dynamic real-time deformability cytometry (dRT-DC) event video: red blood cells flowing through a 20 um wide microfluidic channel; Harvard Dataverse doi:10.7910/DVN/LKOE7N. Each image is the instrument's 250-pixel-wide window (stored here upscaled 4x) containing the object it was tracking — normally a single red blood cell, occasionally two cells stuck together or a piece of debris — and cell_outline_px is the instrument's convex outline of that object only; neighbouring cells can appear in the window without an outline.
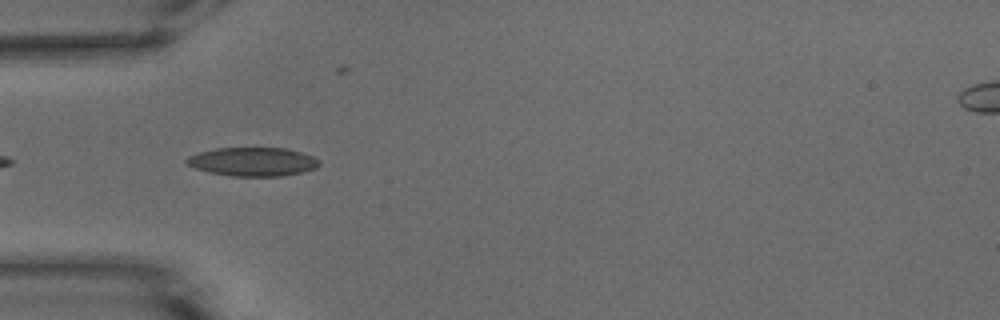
{"species": "common noctule bat (a hibernating species)", "species_latin": "Nyctalus noctula", "temperature_condition": "warm", "stored_images_in_passage": 9, "camera_frame_rate_fps": 3000, "um_per_image_px": 0.085, "animal": {"sex": "male", "body_mass_g": 15.6}, "frame": {"image": 1, "passage_image": 2, "time_ms": 0.333, "image_size_px": [1000, 320], "cell_outline_px": [[320, 164], [316, 168], [300, 172], [280, 176], [232, 176], [208, 172], [196, 168], [188, 164], [184, 160], [188, 156], [200, 152], [216, 148], [284, 148], [300, 152], [312, 156], [320, 160]], "centroid_in_image_um": [21.48, 13.74], "position_along_channel_um": 63.5, "area_um2": 22.02}}